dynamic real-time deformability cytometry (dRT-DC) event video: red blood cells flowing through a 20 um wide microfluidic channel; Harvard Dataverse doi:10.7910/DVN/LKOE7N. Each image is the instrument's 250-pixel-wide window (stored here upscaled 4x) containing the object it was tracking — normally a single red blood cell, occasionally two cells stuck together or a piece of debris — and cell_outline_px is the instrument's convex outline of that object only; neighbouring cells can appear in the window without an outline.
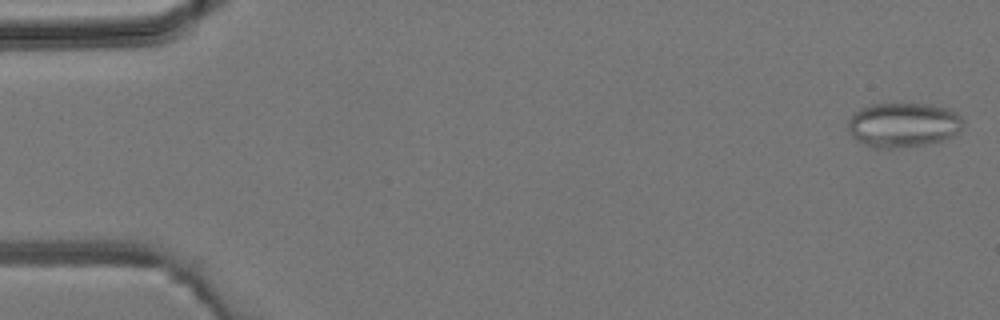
{"species": "common noctule bat (a hibernating species)", "species_latin": "Nyctalus noctula", "temperature_condition": "room temperature", "stored_images_in_passage": 3, "camera_frame_rate_fps": 3000, "um_per_image_px": 0.085, "animal": {"sex": "male", "body_mass_g": 19.2, "forearm_length_mm": 51.8}, "frame": {"image": 1, "passage_image": 1, "time_ms": 0.0, "image_size_px": [1000, 320], "cell_outline_px": [[964, 124], [960, 132], [952, 136], [928, 144], [892, 148], [876, 148], [864, 144], [856, 140], [848, 132], [848, 120], [852, 112], [860, 108], [872, 104], [928, 104], [948, 108], [956, 112], [964, 120]], "centroid_in_image_um": [76.76, 10.61], "position_along_channel_um": 8.2, "area_um2": 30.17}}
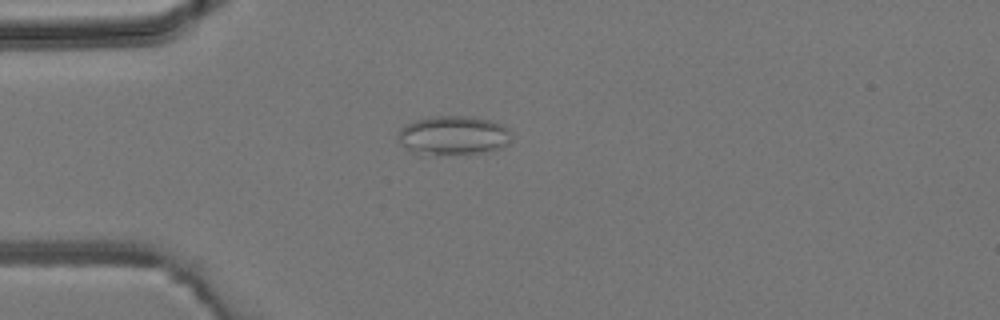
{"frame": {"image": 2, "passage_image": 3, "time_ms": 3.667, "image_size_px": [1000, 320], "cell_outline_px": [[512, 132], [508, 144], [484, 152], [424, 156], [404, 148], [396, 136], [400, 128], [404, 124], [416, 120], [432, 116], [468, 116], [488, 120], [504, 124]], "centroid_in_image_um": [38.48, 11.51], "position_along_channel_um": 46.5, "area_um2": 26.18}}